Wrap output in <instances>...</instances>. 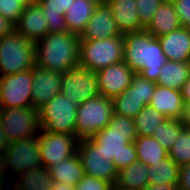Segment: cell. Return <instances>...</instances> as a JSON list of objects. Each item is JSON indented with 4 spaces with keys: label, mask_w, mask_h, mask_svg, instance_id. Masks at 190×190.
<instances>
[{
    "label": "cell",
    "mask_w": 190,
    "mask_h": 190,
    "mask_svg": "<svg viewBox=\"0 0 190 190\" xmlns=\"http://www.w3.org/2000/svg\"><path fill=\"white\" fill-rule=\"evenodd\" d=\"M134 145L138 161L148 167L169 156L168 151L153 136H137Z\"/></svg>",
    "instance_id": "29"
},
{
    "label": "cell",
    "mask_w": 190,
    "mask_h": 190,
    "mask_svg": "<svg viewBox=\"0 0 190 190\" xmlns=\"http://www.w3.org/2000/svg\"><path fill=\"white\" fill-rule=\"evenodd\" d=\"M100 1L71 0V5L64 14L68 31L81 35Z\"/></svg>",
    "instance_id": "24"
},
{
    "label": "cell",
    "mask_w": 190,
    "mask_h": 190,
    "mask_svg": "<svg viewBox=\"0 0 190 190\" xmlns=\"http://www.w3.org/2000/svg\"><path fill=\"white\" fill-rule=\"evenodd\" d=\"M179 166L169 156L148 167V184L178 183Z\"/></svg>",
    "instance_id": "30"
},
{
    "label": "cell",
    "mask_w": 190,
    "mask_h": 190,
    "mask_svg": "<svg viewBox=\"0 0 190 190\" xmlns=\"http://www.w3.org/2000/svg\"><path fill=\"white\" fill-rule=\"evenodd\" d=\"M136 138L134 119L113 114L109 124L89 139L119 171L138 161L134 145Z\"/></svg>",
    "instance_id": "1"
},
{
    "label": "cell",
    "mask_w": 190,
    "mask_h": 190,
    "mask_svg": "<svg viewBox=\"0 0 190 190\" xmlns=\"http://www.w3.org/2000/svg\"><path fill=\"white\" fill-rule=\"evenodd\" d=\"M24 8L18 0H0V14L15 24L18 22Z\"/></svg>",
    "instance_id": "35"
},
{
    "label": "cell",
    "mask_w": 190,
    "mask_h": 190,
    "mask_svg": "<svg viewBox=\"0 0 190 190\" xmlns=\"http://www.w3.org/2000/svg\"><path fill=\"white\" fill-rule=\"evenodd\" d=\"M110 5L121 34L139 32L145 28L140 24L136 0H106Z\"/></svg>",
    "instance_id": "21"
},
{
    "label": "cell",
    "mask_w": 190,
    "mask_h": 190,
    "mask_svg": "<svg viewBox=\"0 0 190 190\" xmlns=\"http://www.w3.org/2000/svg\"><path fill=\"white\" fill-rule=\"evenodd\" d=\"M41 166L42 162L38 145V135L10 142L1 158V175L3 183L7 186L14 179V175L17 177L27 170L39 168Z\"/></svg>",
    "instance_id": "4"
},
{
    "label": "cell",
    "mask_w": 190,
    "mask_h": 190,
    "mask_svg": "<svg viewBox=\"0 0 190 190\" xmlns=\"http://www.w3.org/2000/svg\"><path fill=\"white\" fill-rule=\"evenodd\" d=\"M35 65V42L16 31L0 38V76L30 70Z\"/></svg>",
    "instance_id": "6"
},
{
    "label": "cell",
    "mask_w": 190,
    "mask_h": 190,
    "mask_svg": "<svg viewBox=\"0 0 190 190\" xmlns=\"http://www.w3.org/2000/svg\"><path fill=\"white\" fill-rule=\"evenodd\" d=\"M184 127L182 120L167 118L158 125L152 136L169 152Z\"/></svg>",
    "instance_id": "32"
},
{
    "label": "cell",
    "mask_w": 190,
    "mask_h": 190,
    "mask_svg": "<svg viewBox=\"0 0 190 190\" xmlns=\"http://www.w3.org/2000/svg\"><path fill=\"white\" fill-rule=\"evenodd\" d=\"M38 0H18L24 7L28 6L31 3L37 2Z\"/></svg>",
    "instance_id": "45"
},
{
    "label": "cell",
    "mask_w": 190,
    "mask_h": 190,
    "mask_svg": "<svg viewBox=\"0 0 190 190\" xmlns=\"http://www.w3.org/2000/svg\"><path fill=\"white\" fill-rule=\"evenodd\" d=\"M123 34L106 39L80 42L79 67L97 72L123 61Z\"/></svg>",
    "instance_id": "5"
},
{
    "label": "cell",
    "mask_w": 190,
    "mask_h": 190,
    "mask_svg": "<svg viewBox=\"0 0 190 190\" xmlns=\"http://www.w3.org/2000/svg\"><path fill=\"white\" fill-rule=\"evenodd\" d=\"M182 123L186 128L190 129V103L185 104L184 115L182 117Z\"/></svg>",
    "instance_id": "43"
},
{
    "label": "cell",
    "mask_w": 190,
    "mask_h": 190,
    "mask_svg": "<svg viewBox=\"0 0 190 190\" xmlns=\"http://www.w3.org/2000/svg\"><path fill=\"white\" fill-rule=\"evenodd\" d=\"M33 69L0 76V107L32 106Z\"/></svg>",
    "instance_id": "11"
},
{
    "label": "cell",
    "mask_w": 190,
    "mask_h": 190,
    "mask_svg": "<svg viewBox=\"0 0 190 190\" xmlns=\"http://www.w3.org/2000/svg\"><path fill=\"white\" fill-rule=\"evenodd\" d=\"M0 190H6V186L3 183L2 175H1V158H0Z\"/></svg>",
    "instance_id": "46"
},
{
    "label": "cell",
    "mask_w": 190,
    "mask_h": 190,
    "mask_svg": "<svg viewBox=\"0 0 190 190\" xmlns=\"http://www.w3.org/2000/svg\"><path fill=\"white\" fill-rule=\"evenodd\" d=\"M78 138L66 133H51L45 130L38 134L42 167L49 168L77 153Z\"/></svg>",
    "instance_id": "12"
},
{
    "label": "cell",
    "mask_w": 190,
    "mask_h": 190,
    "mask_svg": "<svg viewBox=\"0 0 190 190\" xmlns=\"http://www.w3.org/2000/svg\"><path fill=\"white\" fill-rule=\"evenodd\" d=\"M176 8L181 27L190 29V0H172Z\"/></svg>",
    "instance_id": "37"
},
{
    "label": "cell",
    "mask_w": 190,
    "mask_h": 190,
    "mask_svg": "<svg viewBox=\"0 0 190 190\" xmlns=\"http://www.w3.org/2000/svg\"><path fill=\"white\" fill-rule=\"evenodd\" d=\"M16 31L15 23L0 14V38Z\"/></svg>",
    "instance_id": "39"
},
{
    "label": "cell",
    "mask_w": 190,
    "mask_h": 190,
    "mask_svg": "<svg viewBox=\"0 0 190 190\" xmlns=\"http://www.w3.org/2000/svg\"><path fill=\"white\" fill-rule=\"evenodd\" d=\"M156 85L136 73L131 85L112 98L114 114L134 119L144 106L150 104Z\"/></svg>",
    "instance_id": "9"
},
{
    "label": "cell",
    "mask_w": 190,
    "mask_h": 190,
    "mask_svg": "<svg viewBox=\"0 0 190 190\" xmlns=\"http://www.w3.org/2000/svg\"><path fill=\"white\" fill-rule=\"evenodd\" d=\"M181 92H182L184 103L189 104L190 103V77L187 80V82L183 85Z\"/></svg>",
    "instance_id": "42"
},
{
    "label": "cell",
    "mask_w": 190,
    "mask_h": 190,
    "mask_svg": "<svg viewBox=\"0 0 190 190\" xmlns=\"http://www.w3.org/2000/svg\"><path fill=\"white\" fill-rule=\"evenodd\" d=\"M177 184L179 190H190V163L180 166Z\"/></svg>",
    "instance_id": "38"
},
{
    "label": "cell",
    "mask_w": 190,
    "mask_h": 190,
    "mask_svg": "<svg viewBox=\"0 0 190 190\" xmlns=\"http://www.w3.org/2000/svg\"><path fill=\"white\" fill-rule=\"evenodd\" d=\"M10 144V141L8 140V137L3 130L2 123L0 121V158L4 155L7 146Z\"/></svg>",
    "instance_id": "41"
},
{
    "label": "cell",
    "mask_w": 190,
    "mask_h": 190,
    "mask_svg": "<svg viewBox=\"0 0 190 190\" xmlns=\"http://www.w3.org/2000/svg\"><path fill=\"white\" fill-rule=\"evenodd\" d=\"M164 0H136L140 24L146 28Z\"/></svg>",
    "instance_id": "34"
},
{
    "label": "cell",
    "mask_w": 190,
    "mask_h": 190,
    "mask_svg": "<svg viewBox=\"0 0 190 190\" xmlns=\"http://www.w3.org/2000/svg\"><path fill=\"white\" fill-rule=\"evenodd\" d=\"M0 121L10 142L38 135L41 131L38 110L29 107H0Z\"/></svg>",
    "instance_id": "10"
},
{
    "label": "cell",
    "mask_w": 190,
    "mask_h": 190,
    "mask_svg": "<svg viewBox=\"0 0 190 190\" xmlns=\"http://www.w3.org/2000/svg\"><path fill=\"white\" fill-rule=\"evenodd\" d=\"M149 105L168 119L181 120L184 115L185 103L180 90L156 85Z\"/></svg>",
    "instance_id": "19"
},
{
    "label": "cell",
    "mask_w": 190,
    "mask_h": 190,
    "mask_svg": "<svg viewBox=\"0 0 190 190\" xmlns=\"http://www.w3.org/2000/svg\"><path fill=\"white\" fill-rule=\"evenodd\" d=\"M167 60L190 62V29L180 27L158 37Z\"/></svg>",
    "instance_id": "20"
},
{
    "label": "cell",
    "mask_w": 190,
    "mask_h": 190,
    "mask_svg": "<svg viewBox=\"0 0 190 190\" xmlns=\"http://www.w3.org/2000/svg\"><path fill=\"white\" fill-rule=\"evenodd\" d=\"M169 157L180 167L190 163V129L184 127L175 144L168 152Z\"/></svg>",
    "instance_id": "33"
},
{
    "label": "cell",
    "mask_w": 190,
    "mask_h": 190,
    "mask_svg": "<svg viewBox=\"0 0 190 190\" xmlns=\"http://www.w3.org/2000/svg\"><path fill=\"white\" fill-rule=\"evenodd\" d=\"M61 93L78 104L99 95L96 73L76 67L62 73Z\"/></svg>",
    "instance_id": "13"
},
{
    "label": "cell",
    "mask_w": 190,
    "mask_h": 190,
    "mask_svg": "<svg viewBox=\"0 0 190 190\" xmlns=\"http://www.w3.org/2000/svg\"><path fill=\"white\" fill-rule=\"evenodd\" d=\"M110 190H122V189H119V188H117L116 186L113 185Z\"/></svg>",
    "instance_id": "47"
},
{
    "label": "cell",
    "mask_w": 190,
    "mask_h": 190,
    "mask_svg": "<svg viewBox=\"0 0 190 190\" xmlns=\"http://www.w3.org/2000/svg\"><path fill=\"white\" fill-rule=\"evenodd\" d=\"M52 190H75V186L62 182H54Z\"/></svg>",
    "instance_id": "44"
},
{
    "label": "cell",
    "mask_w": 190,
    "mask_h": 190,
    "mask_svg": "<svg viewBox=\"0 0 190 190\" xmlns=\"http://www.w3.org/2000/svg\"><path fill=\"white\" fill-rule=\"evenodd\" d=\"M62 72L33 67L32 107L40 109L61 92Z\"/></svg>",
    "instance_id": "17"
},
{
    "label": "cell",
    "mask_w": 190,
    "mask_h": 190,
    "mask_svg": "<svg viewBox=\"0 0 190 190\" xmlns=\"http://www.w3.org/2000/svg\"><path fill=\"white\" fill-rule=\"evenodd\" d=\"M147 174L148 166L136 161L117 172L114 186L122 190H143L148 185Z\"/></svg>",
    "instance_id": "26"
},
{
    "label": "cell",
    "mask_w": 190,
    "mask_h": 190,
    "mask_svg": "<svg viewBox=\"0 0 190 190\" xmlns=\"http://www.w3.org/2000/svg\"><path fill=\"white\" fill-rule=\"evenodd\" d=\"M61 92L38 109L42 130L51 133L75 135V121L78 103L71 102Z\"/></svg>",
    "instance_id": "8"
},
{
    "label": "cell",
    "mask_w": 190,
    "mask_h": 190,
    "mask_svg": "<svg viewBox=\"0 0 190 190\" xmlns=\"http://www.w3.org/2000/svg\"><path fill=\"white\" fill-rule=\"evenodd\" d=\"M80 35L76 33H48L35 42L36 65L59 72L79 66Z\"/></svg>",
    "instance_id": "3"
},
{
    "label": "cell",
    "mask_w": 190,
    "mask_h": 190,
    "mask_svg": "<svg viewBox=\"0 0 190 190\" xmlns=\"http://www.w3.org/2000/svg\"><path fill=\"white\" fill-rule=\"evenodd\" d=\"M77 154L85 175L115 184L118 171L113 161L106 160L101 150L89 138L78 140Z\"/></svg>",
    "instance_id": "14"
},
{
    "label": "cell",
    "mask_w": 190,
    "mask_h": 190,
    "mask_svg": "<svg viewBox=\"0 0 190 190\" xmlns=\"http://www.w3.org/2000/svg\"><path fill=\"white\" fill-rule=\"evenodd\" d=\"M54 179L49 169L39 167L19 174L6 186V190H52Z\"/></svg>",
    "instance_id": "23"
},
{
    "label": "cell",
    "mask_w": 190,
    "mask_h": 190,
    "mask_svg": "<svg viewBox=\"0 0 190 190\" xmlns=\"http://www.w3.org/2000/svg\"><path fill=\"white\" fill-rule=\"evenodd\" d=\"M112 186L113 185L109 181L84 175L75 185V190H110Z\"/></svg>",
    "instance_id": "36"
},
{
    "label": "cell",
    "mask_w": 190,
    "mask_h": 190,
    "mask_svg": "<svg viewBox=\"0 0 190 190\" xmlns=\"http://www.w3.org/2000/svg\"><path fill=\"white\" fill-rule=\"evenodd\" d=\"M120 35L122 34L117 27L110 5L106 0H101L81 33L80 40H98Z\"/></svg>",
    "instance_id": "16"
},
{
    "label": "cell",
    "mask_w": 190,
    "mask_h": 190,
    "mask_svg": "<svg viewBox=\"0 0 190 190\" xmlns=\"http://www.w3.org/2000/svg\"><path fill=\"white\" fill-rule=\"evenodd\" d=\"M95 73L99 94L111 99L127 89L136 74L124 61L109 65Z\"/></svg>",
    "instance_id": "15"
},
{
    "label": "cell",
    "mask_w": 190,
    "mask_h": 190,
    "mask_svg": "<svg viewBox=\"0 0 190 190\" xmlns=\"http://www.w3.org/2000/svg\"><path fill=\"white\" fill-rule=\"evenodd\" d=\"M180 27L181 24L173 1L164 0L145 30L153 37L158 38Z\"/></svg>",
    "instance_id": "22"
},
{
    "label": "cell",
    "mask_w": 190,
    "mask_h": 190,
    "mask_svg": "<svg viewBox=\"0 0 190 190\" xmlns=\"http://www.w3.org/2000/svg\"><path fill=\"white\" fill-rule=\"evenodd\" d=\"M48 169L54 182L67 183L73 186L85 175L77 153L61 160L58 164L52 165Z\"/></svg>",
    "instance_id": "27"
},
{
    "label": "cell",
    "mask_w": 190,
    "mask_h": 190,
    "mask_svg": "<svg viewBox=\"0 0 190 190\" xmlns=\"http://www.w3.org/2000/svg\"><path fill=\"white\" fill-rule=\"evenodd\" d=\"M166 119L165 115L150 105L144 106L134 118L137 136H152L153 131Z\"/></svg>",
    "instance_id": "31"
},
{
    "label": "cell",
    "mask_w": 190,
    "mask_h": 190,
    "mask_svg": "<svg viewBox=\"0 0 190 190\" xmlns=\"http://www.w3.org/2000/svg\"><path fill=\"white\" fill-rule=\"evenodd\" d=\"M143 190H179L178 184H148Z\"/></svg>",
    "instance_id": "40"
},
{
    "label": "cell",
    "mask_w": 190,
    "mask_h": 190,
    "mask_svg": "<svg viewBox=\"0 0 190 190\" xmlns=\"http://www.w3.org/2000/svg\"><path fill=\"white\" fill-rule=\"evenodd\" d=\"M113 114L112 99L100 94L84 103L78 104L75 136L78 139L93 137L109 124Z\"/></svg>",
    "instance_id": "7"
},
{
    "label": "cell",
    "mask_w": 190,
    "mask_h": 190,
    "mask_svg": "<svg viewBox=\"0 0 190 190\" xmlns=\"http://www.w3.org/2000/svg\"><path fill=\"white\" fill-rule=\"evenodd\" d=\"M44 16L48 21V33L67 32L68 28L64 19V14L71 5V0H38Z\"/></svg>",
    "instance_id": "28"
},
{
    "label": "cell",
    "mask_w": 190,
    "mask_h": 190,
    "mask_svg": "<svg viewBox=\"0 0 190 190\" xmlns=\"http://www.w3.org/2000/svg\"><path fill=\"white\" fill-rule=\"evenodd\" d=\"M123 38V61L135 73L156 83L161 68L167 61L158 38L150 35L145 29L124 34Z\"/></svg>",
    "instance_id": "2"
},
{
    "label": "cell",
    "mask_w": 190,
    "mask_h": 190,
    "mask_svg": "<svg viewBox=\"0 0 190 190\" xmlns=\"http://www.w3.org/2000/svg\"><path fill=\"white\" fill-rule=\"evenodd\" d=\"M189 77L190 62L167 60L161 68L156 84L181 91Z\"/></svg>",
    "instance_id": "25"
},
{
    "label": "cell",
    "mask_w": 190,
    "mask_h": 190,
    "mask_svg": "<svg viewBox=\"0 0 190 190\" xmlns=\"http://www.w3.org/2000/svg\"><path fill=\"white\" fill-rule=\"evenodd\" d=\"M47 23L44 11L37 1L24 8L15 24L16 32L27 40L37 42L48 34Z\"/></svg>",
    "instance_id": "18"
}]
</instances>
